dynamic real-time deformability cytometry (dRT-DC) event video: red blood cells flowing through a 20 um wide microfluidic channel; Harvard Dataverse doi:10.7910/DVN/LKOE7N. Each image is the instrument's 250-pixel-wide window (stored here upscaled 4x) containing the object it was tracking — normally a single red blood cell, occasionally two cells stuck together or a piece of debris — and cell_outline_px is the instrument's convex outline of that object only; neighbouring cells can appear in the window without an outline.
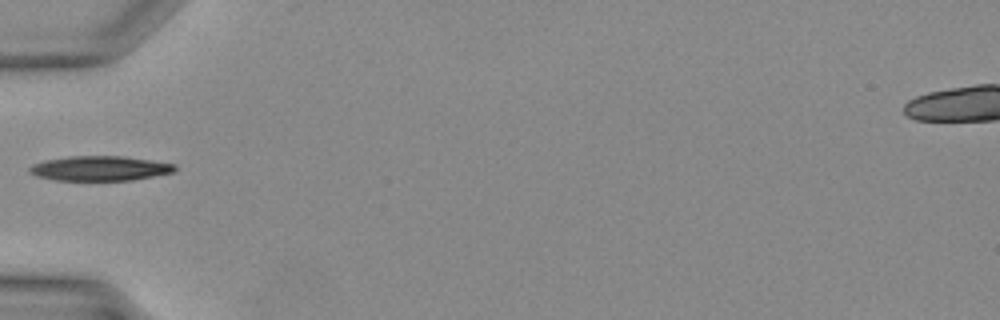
{"species": "Egyptian fruit bat (a non-hibernating species)", "species_latin": "Rousettus aegyptiacus", "temperature_condition": "warm", "stored_images_in_passage": 26, "camera_frame_rate_fps": 3000, "um_per_image_px": 0.085, "animal": {"sex": "female"}, "frame": {"image": 1, "passage_image": 1, "time_ms": 0.0, "image_size_px": [1000, 320], "cell_outline_px": [[176, 168], [172, 172], [132, 180], [56, 180], [36, 176], [28, 172], [28, 168], [32, 164], [48, 160], [68, 156], [124, 156], [176, 164]], "centroid_in_image_um": [8.46, 14.31], "position_along_channel_um": 76.5, "area_um2": 20.81}}
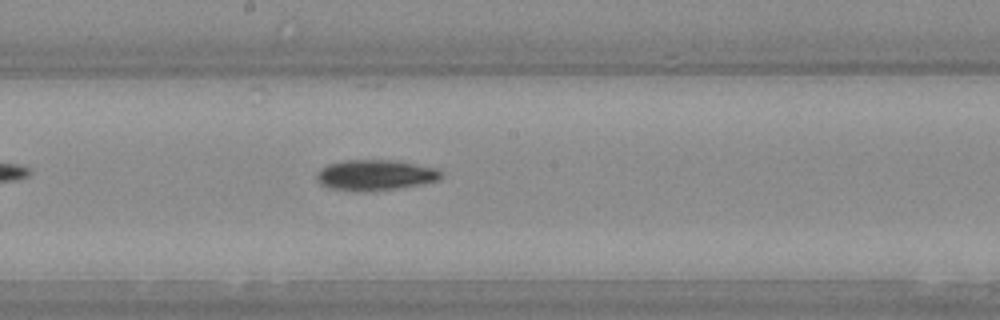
{"frame": {"image": 2, "passage_image": 9, "time_ms": 2.667, "image_size_px": [1000, 320], "cell_outline_px": [[440, 176], [436, 180], [420, 184], [372, 192], [356, 192], [328, 188], [320, 184], [316, 180], [316, 172], [328, 164], [344, 160], [388, 160], [436, 168], [440, 172]], "centroid_in_image_um": [31.78, 14.9], "position_along_channel_um": 216.4, "area_um2": 22.08}}
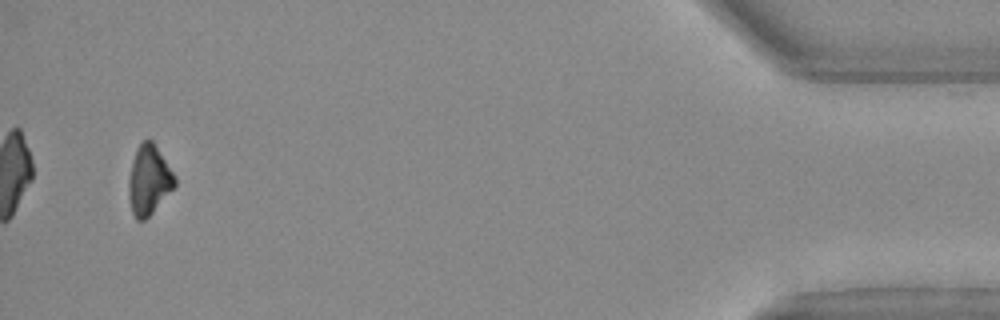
{"frame": {"image": 3, "passage_image": 25, "time_ms": 8.0, "image_size_px": [1000, 320], "cell_outline_px": [[176, 184], [152, 212], [144, 220], [136, 220], [132, 212], [128, 196], [128, 180], [132, 160], [136, 148], [144, 140], [152, 140], [176, 176]], "centroid_in_image_um": [12.63, 15.29], "position_along_channel_um": 422.6, "area_um2": 18.5}}